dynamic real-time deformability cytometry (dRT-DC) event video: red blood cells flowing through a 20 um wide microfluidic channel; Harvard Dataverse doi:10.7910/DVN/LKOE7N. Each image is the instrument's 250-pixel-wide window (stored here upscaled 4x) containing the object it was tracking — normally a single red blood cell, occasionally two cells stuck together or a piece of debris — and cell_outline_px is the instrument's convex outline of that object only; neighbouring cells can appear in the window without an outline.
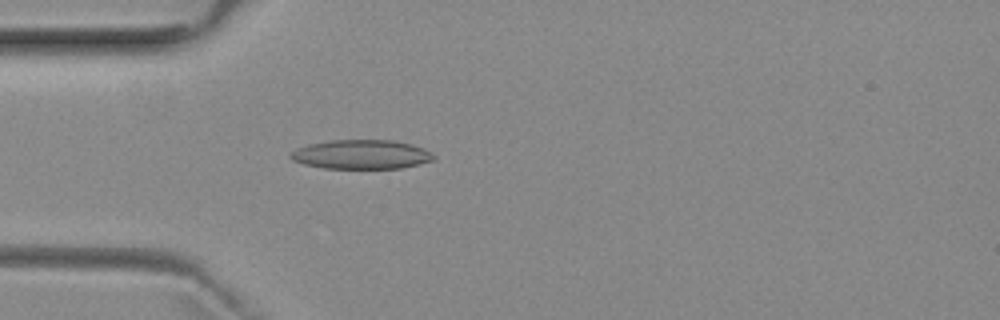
{"species": "common noctule bat (a hibernating species)", "species_latin": "Nyctalus noctula", "temperature_condition": "room temperature", "stored_images_in_passage": 49, "camera_frame_rate_fps": 3000, "um_per_image_px": 0.085, "animal": {"sex": "female", "body_mass_g": 29.2, "forearm_length_mm": 56.3}, "frame": {"image": 1, "passage_image": 12, "time_ms": 3.667, "image_size_px": [1000, 320], "cell_outline_px": [[436, 156], [432, 160], [400, 168], [324, 168], [304, 164], [292, 160], [288, 156], [296, 148], [308, 144], [332, 140], [392, 140], [412, 144], [424, 148], [432, 152]], "centroid_in_image_um": [30.7, 13.12], "position_along_channel_um": 54.3, "area_um2": 24.28}}
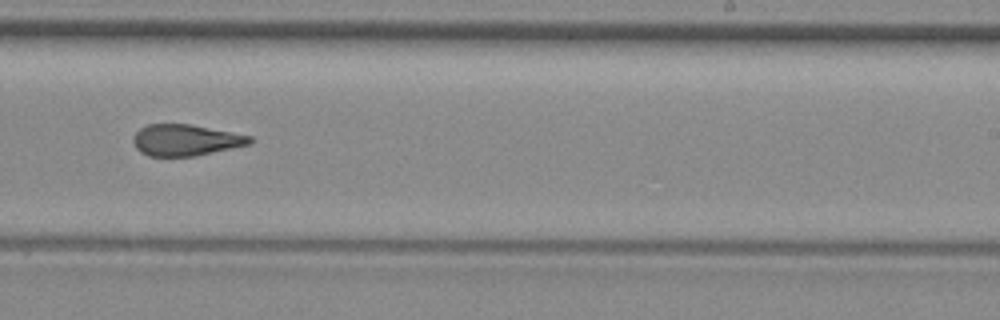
{"frame": {"image": 2, "passage_image": 29, "time_ms": 9.333, "image_size_px": [1000, 320], "cell_outline_px": [[252, 144], [196, 156], [148, 156], [140, 152], [136, 148], [132, 140], [136, 132], [140, 128], [148, 124], [188, 124], [252, 136]], "centroid_in_image_um": [15.77, 11.92], "position_along_channel_um": 273.2, "area_um2": 21.27}}
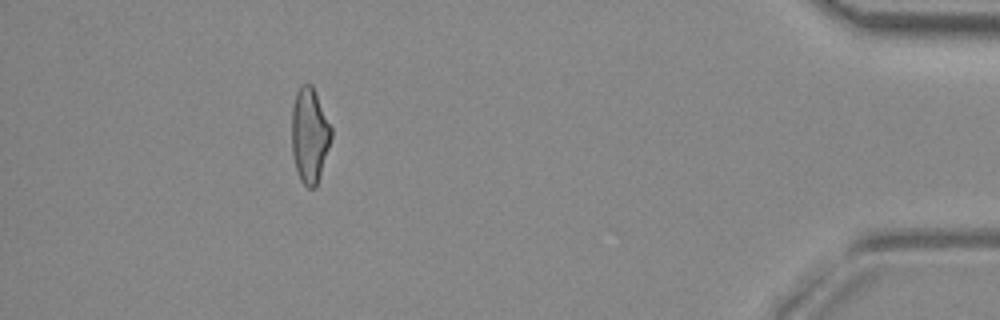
{"frame": {"image": 3, "passage_image": 44, "time_ms": 14.333, "image_size_px": [1000, 320], "cell_outline_px": [[332, 136], [320, 176], [316, 188], [308, 188], [300, 180], [296, 168], [292, 152], [292, 108], [296, 92], [300, 84], [312, 84], [316, 92], [332, 128]], "centroid_in_image_um": [26.32, 11.48], "position_along_channel_um": 408.9, "area_um2": 21.96}, "authors_computed_cell_mechanics": {"area_um2": 22.3108, "velocity_mm_per_s": 3.9577, "shape_relaxation_time_tau1_ms": null, "shape_relaxation_time_tau2_ms": 3.6337, "deformation_change_tau1": null, "deformation_change_tau2": 0.1191}}